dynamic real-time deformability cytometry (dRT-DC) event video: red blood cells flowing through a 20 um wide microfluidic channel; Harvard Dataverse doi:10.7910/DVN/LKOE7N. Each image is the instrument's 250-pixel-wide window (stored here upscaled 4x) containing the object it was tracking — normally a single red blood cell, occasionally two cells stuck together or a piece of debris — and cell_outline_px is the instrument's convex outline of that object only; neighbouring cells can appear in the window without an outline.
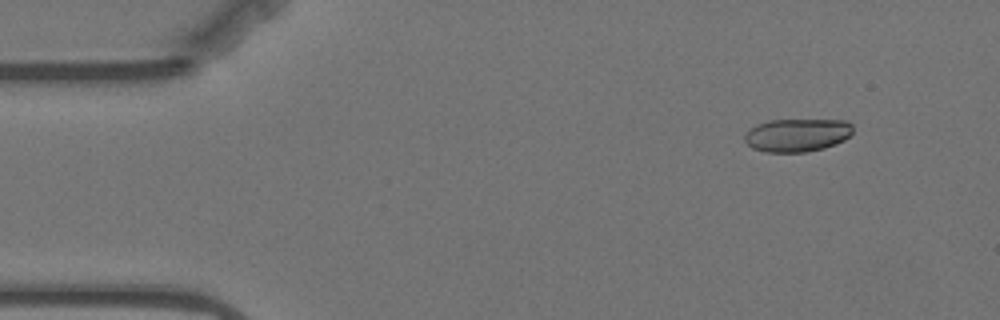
{"species": "Egyptian fruit bat (a non-hibernating species)", "species_latin": "Rousettus aegyptiacus", "temperature_condition": "warm", "stored_images_in_passage": 52, "camera_frame_rate_fps": 3000, "um_per_image_px": 0.085, "animal": {"sex": "female"}, "frame": {"image": 1, "passage_image": 1, "time_ms": 0.0, "image_size_px": [1000, 320], "cell_outline_px": [[852, 132], [844, 140], [836, 144], [824, 148], [804, 152], [764, 152], [752, 148], [744, 140], [744, 136], [756, 124], [768, 120], [844, 120], [852, 124]], "centroid_in_image_um": [67.75, 11.48], "position_along_channel_um": 17.2, "area_um2": 20.87}}
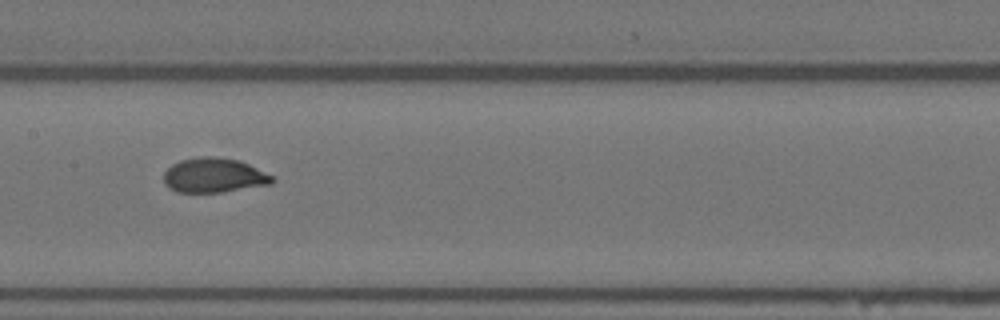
{"frame": {"image": 2, "passage_image": 23, "time_ms": 7.333, "image_size_px": [1000, 320], "cell_outline_px": [[276, 180], [272, 184], [224, 192], [176, 192], [168, 188], [164, 184], [164, 172], [172, 164], [180, 160], [200, 156], [212, 156], [240, 160], [272, 176]], "centroid_in_image_um": [18.17, 14.91], "position_along_channel_um": 189.2, "area_um2": 22.02}}
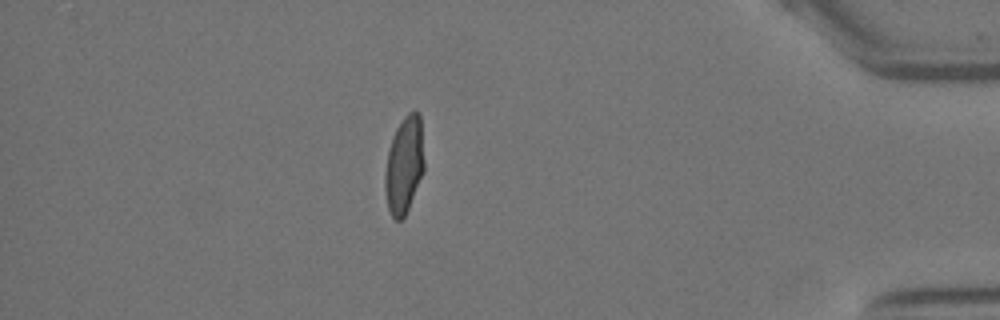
{"frame": {"image": 3, "passage_image": 45, "time_ms": 14.667, "image_size_px": [1000, 320], "cell_outline_px": [[424, 172], [408, 208], [404, 216], [400, 220], [396, 220], [392, 216], [388, 208], [384, 188], [384, 176], [388, 152], [392, 136], [396, 128], [404, 116], [408, 112], [416, 108], [420, 112], [424, 160]], "centroid_in_image_um": [34.36, 13.97], "position_along_channel_um": 400.8, "area_um2": 22.37}, "authors_computed_cell_mechanics": {"area_um2": 22.0507, "velocity_mm_per_s": 3.5177, "shape_relaxation_time_tau1_ms": 5.6807, "shape_relaxation_time_tau2_ms": null, "deformation_change_tau1": 0.1724, "deformation_change_tau2": null}}